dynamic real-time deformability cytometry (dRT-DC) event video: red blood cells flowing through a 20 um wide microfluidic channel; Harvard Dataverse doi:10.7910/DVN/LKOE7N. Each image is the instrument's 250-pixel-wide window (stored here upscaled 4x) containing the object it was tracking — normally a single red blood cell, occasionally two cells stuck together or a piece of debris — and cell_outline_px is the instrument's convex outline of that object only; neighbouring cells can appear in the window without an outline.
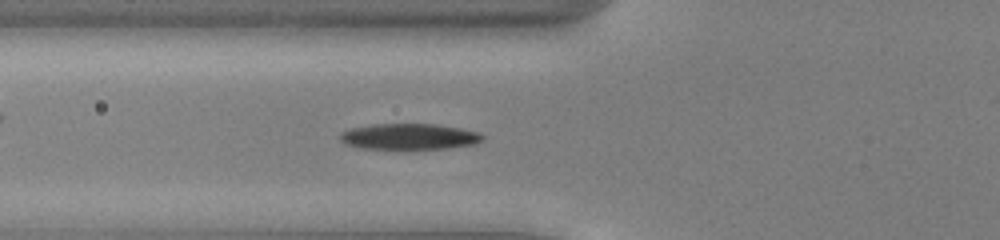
{"species": "common noctule bat (a hibernating species)", "species_latin": "Nyctalus noctula", "temperature_condition": "cold", "stored_images_in_passage": 53, "camera_frame_rate_fps": 3000, "um_per_image_px": 0.085, "animal": {"sex": "male", "body_mass_g": 13.0, "forearm_length_mm": 53.1}, "frame": {"image": 1, "passage_image": 20, "time_ms": 6.333, "image_size_px": [1000, 240], "cell_outline_px": [[484, 140], [476, 144], [448, 148], [404, 152], [360, 148], [344, 144], [340, 140], [340, 132], [352, 128], [372, 124], [436, 124], [460, 128], [480, 132], [484, 136]], "centroid_in_image_um": [34.78, 11.66], "position_along_channel_um": 91.0, "area_um2": 22.77}}
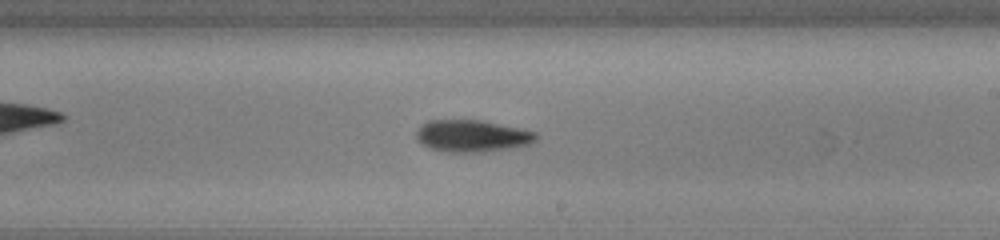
{"frame": {"image": 2, "passage_image": 32, "time_ms": 10.333, "image_size_px": [1000, 240], "cell_outline_px": [[536, 140], [528, 144], [508, 148], [484, 152], [444, 152], [428, 148], [416, 140], [416, 132], [428, 120], [484, 120], [536, 132]], "centroid_in_image_um": [40.09, 11.56], "position_along_channel_um": 248.9, "area_um2": 22.25}}
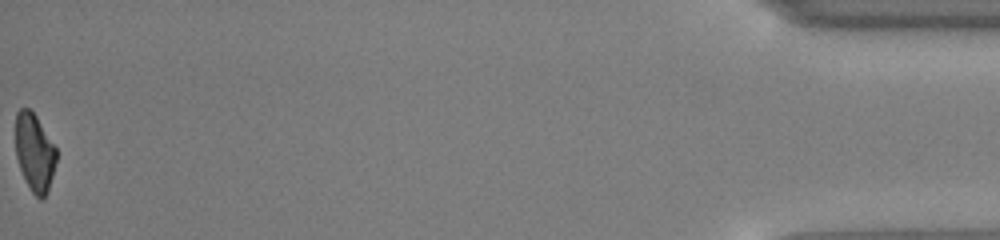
{"frame": {"image": 3, "passage_image": 53, "time_ms": 17.333, "image_size_px": [1000, 240], "cell_outline_px": [[56, 160], [48, 192], [40, 200], [32, 192], [20, 168], [16, 156], [16, 112], [20, 108], [28, 108], [36, 116], [56, 148]], "centroid_in_image_um": [2.94, 12.95], "position_along_channel_um": 432.3, "area_um2": 18.15}, "authors_computed_cell_mechanics": {"area_um2": 20.9236, "velocity_mm_per_s": 3.942, "shape_relaxation_time_tau1_ms": 2.3974, "shape_relaxation_time_tau2_ms": null, "deformation_change_tau1": 0.1139, "deformation_change_tau2": null}}